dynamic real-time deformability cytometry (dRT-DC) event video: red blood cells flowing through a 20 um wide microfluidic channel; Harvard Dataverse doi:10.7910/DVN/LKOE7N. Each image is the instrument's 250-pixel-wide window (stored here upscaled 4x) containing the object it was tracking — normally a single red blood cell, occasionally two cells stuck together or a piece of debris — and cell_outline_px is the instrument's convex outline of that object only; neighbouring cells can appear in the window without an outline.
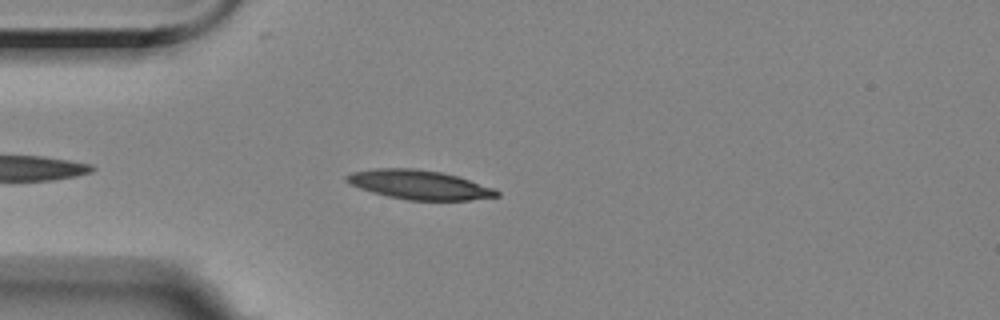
{"species": "Egyptian fruit bat (a non-hibernating species)", "species_latin": "Rousettus aegyptiacus", "temperature_condition": "room temperature", "stored_images_in_passage": 42, "camera_frame_rate_fps": 3000, "um_per_image_px": 0.085, "animal": {"sex": "female"}, "frame": {"image": 1, "passage_image": 5, "time_ms": 1.333, "image_size_px": [1000, 320], "cell_outline_px": [[500, 196], [468, 200], [408, 200], [388, 196], [372, 192], [348, 184], [344, 180], [344, 176], [352, 172], [376, 168], [412, 168], [440, 172], [456, 176], [496, 188], [500, 192]], "centroid_in_image_um": [35.62, 15.7], "position_along_channel_um": 49.4, "area_um2": 25.55}}
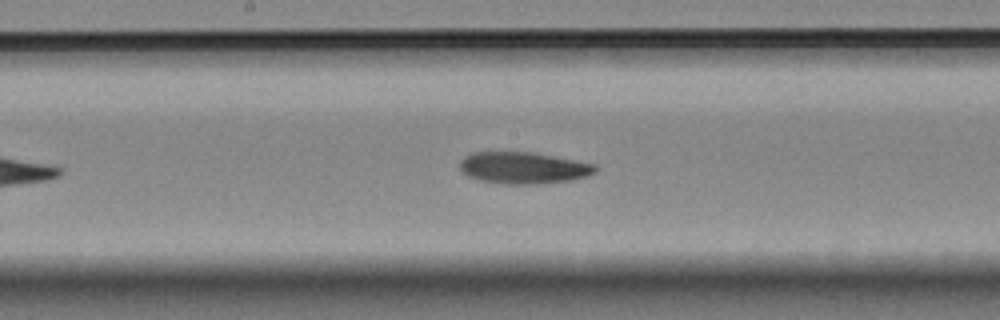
{"frame": {"image": 2, "passage_image": 19, "time_ms": 6.0, "image_size_px": [1000, 320], "cell_outline_px": [[596, 172], [588, 176], [572, 180], [544, 184], [504, 184], [480, 180], [468, 176], [460, 168], [460, 160], [464, 156], [472, 152], [536, 152], [596, 164]], "centroid_in_image_um": [44.52, 14.26], "position_along_channel_um": 203.7, "area_um2": 25.32}}
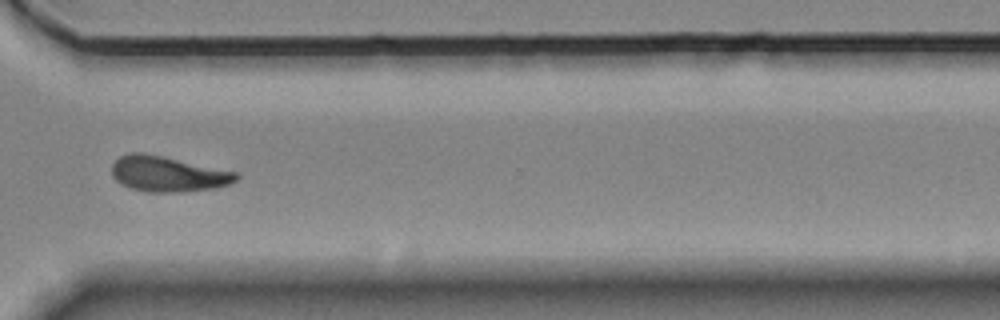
{"frame": {"image": 3, "passage_image": 32, "time_ms": 10.333, "image_size_px": [1000, 320], "cell_outline_px": [[240, 176], [236, 180], [228, 184], [216, 188], [184, 192], [148, 192], [132, 188], [120, 184], [112, 176], [112, 164], [120, 156], [128, 152], [144, 152], [236, 172]], "centroid_in_image_um": [14.24, 14.78], "position_along_channel_um": 356.4, "area_um2": 25.72}}